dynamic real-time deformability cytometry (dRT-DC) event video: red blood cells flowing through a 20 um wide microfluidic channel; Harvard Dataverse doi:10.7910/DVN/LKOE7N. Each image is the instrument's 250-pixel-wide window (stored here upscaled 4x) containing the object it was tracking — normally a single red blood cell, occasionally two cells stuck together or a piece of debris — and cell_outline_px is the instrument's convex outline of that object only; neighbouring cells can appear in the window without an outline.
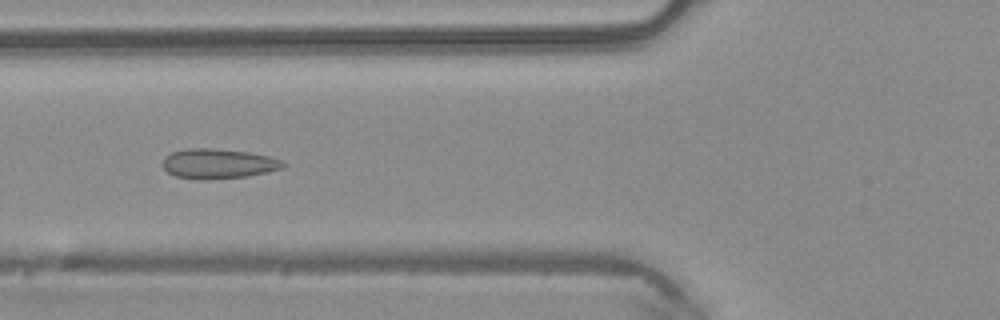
{"species": "common noctule bat (a hibernating species)", "species_latin": "Nyctalus noctula", "temperature_condition": "warm", "stored_images_in_passage": 49, "camera_frame_rate_fps": 3000, "um_per_image_px": 0.085, "animal": {"sex": "male", "body_mass_g": 20.4}, "frame": {"image": 1, "passage_image": 19, "time_ms": 6.0, "image_size_px": [1000, 320], "cell_outline_px": [[288, 164], [284, 168], [268, 172], [248, 176], [208, 180], [204, 180], [176, 176], [168, 172], [160, 164], [164, 156], [172, 152], [184, 148], [212, 148], [248, 152], [268, 156], [284, 160]], "centroid_in_image_um": [18.56, 13.91], "position_along_channel_um": 107.2, "area_um2": 21.33}}
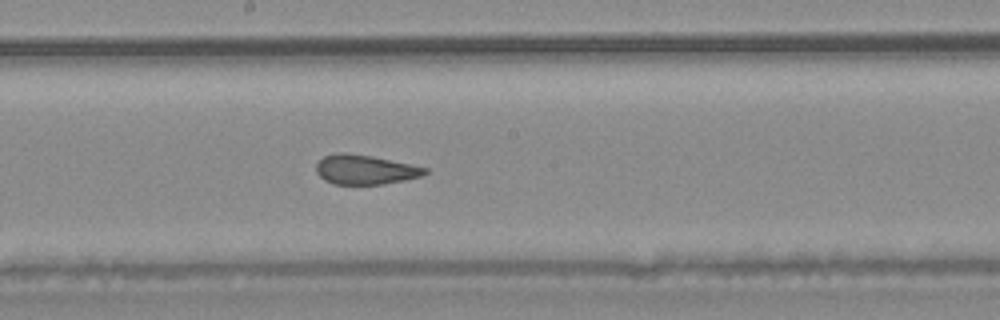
{"frame": {"image": 2, "passage_image": 27, "time_ms": 8.667, "image_size_px": [1000, 320], "cell_outline_px": [[428, 172], [420, 176], [404, 180], [384, 184], [332, 184], [324, 180], [316, 172], [316, 164], [324, 156], [336, 152], [344, 152], [372, 156], [428, 168]], "centroid_in_image_um": [31.0, 14.41], "position_along_channel_um": 217.2, "area_um2": 18.67}}
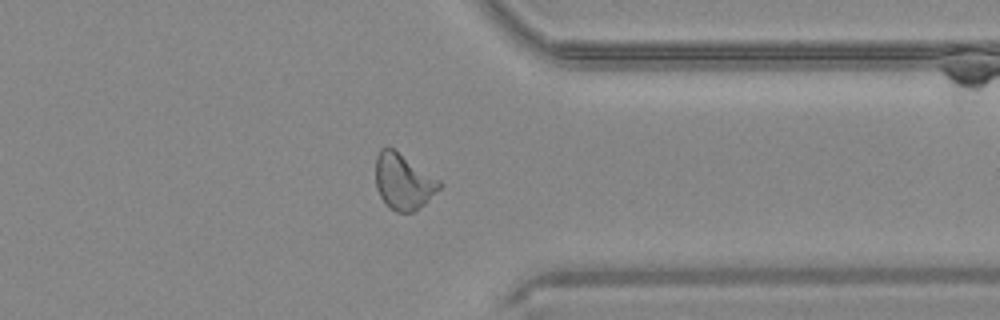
{"frame": {"image": 3, "passage_image": 39, "time_ms": 12.667, "image_size_px": [1000, 320], "cell_outline_px": [[444, 184], [424, 204], [412, 212], [396, 212], [388, 208], [384, 204], [376, 188], [376, 156], [380, 148], [392, 148], [440, 180]], "centroid_in_image_um": [34.27, 15.46], "position_along_channel_um": 377.1, "area_um2": 20.63}, "authors_computed_cell_mechanics": {"area_um2": 20.8658, "velocity_mm_per_s": 4.1114, "shape_relaxation_time_tau1_ms": null, "shape_relaxation_time_tau2_ms": 0.8847, "deformation_change_tau1": null, "deformation_change_tau2": 0.0706}}